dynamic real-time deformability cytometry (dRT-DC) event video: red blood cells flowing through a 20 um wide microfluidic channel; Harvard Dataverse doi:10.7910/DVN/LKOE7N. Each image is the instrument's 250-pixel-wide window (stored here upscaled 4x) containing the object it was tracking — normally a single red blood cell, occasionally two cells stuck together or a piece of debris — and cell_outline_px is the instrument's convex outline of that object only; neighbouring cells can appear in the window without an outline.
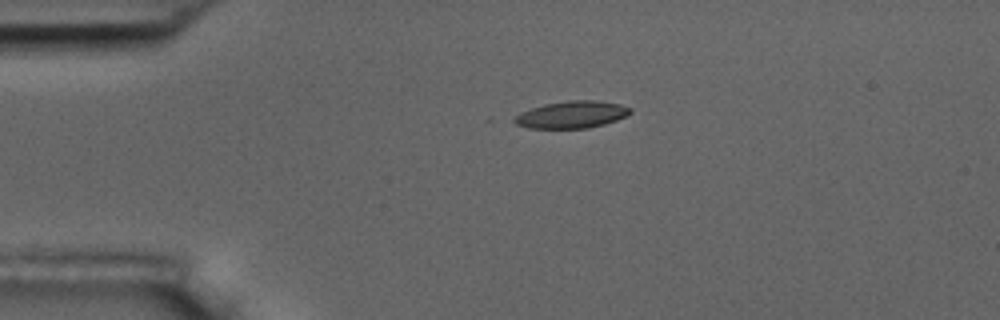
{"species": "common noctule bat (a hibernating species)", "species_latin": "Nyctalus noctula", "temperature_condition": "room temperature", "stored_images_in_passage": 5, "camera_frame_rate_fps": 3000, "um_per_image_px": 0.085, "animal": {"sex": "male", "body_mass_g": 17.5, "forearm_length_mm": 52.3}, "frame": {"image": 1, "passage_image": 4, "time_ms": 3.333, "image_size_px": [1000, 320], "cell_outline_px": [[632, 112], [616, 120], [604, 124], [588, 128], [528, 128], [516, 124], [508, 120], [520, 112], [544, 104], [568, 100], [596, 100], [620, 104], [632, 108]], "centroid_in_image_um": [48.55, 9.74], "position_along_channel_um": 36.5, "area_um2": 18.44}}